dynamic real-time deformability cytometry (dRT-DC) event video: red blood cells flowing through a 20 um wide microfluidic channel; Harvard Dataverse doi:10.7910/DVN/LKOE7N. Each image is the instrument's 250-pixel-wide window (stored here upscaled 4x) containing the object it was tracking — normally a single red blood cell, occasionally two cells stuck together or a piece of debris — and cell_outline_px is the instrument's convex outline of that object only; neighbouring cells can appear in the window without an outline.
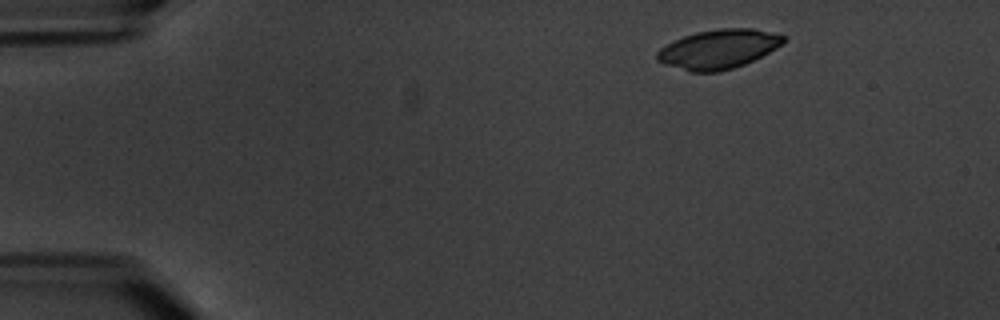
{"species": "common noctule bat (a hibernating species)", "species_latin": "Nyctalus noctula", "temperature_condition": "warm", "stored_images_in_passage": 5, "camera_frame_rate_fps": 3000, "um_per_image_px": 0.085, "animal": {"sex": "male", "body_mass_g": 20.1, "forearm_length_mm": 53.5}, "frame": {"image": 1, "passage_image": 1, "time_ms": 0.0, "image_size_px": [1000, 320], "cell_outline_px": [[784, 44], [744, 64], [720, 72], [692, 72], [664, 64], [656, 60], [656, 52], [660, 48], [684, 36], [696, 32], [720, 28], [752, 28], [784, 36]], "centroid_in_image_um": [61.04, 4.18], "position_along_channel_um": 24.0, "area_um2": 28.55}}